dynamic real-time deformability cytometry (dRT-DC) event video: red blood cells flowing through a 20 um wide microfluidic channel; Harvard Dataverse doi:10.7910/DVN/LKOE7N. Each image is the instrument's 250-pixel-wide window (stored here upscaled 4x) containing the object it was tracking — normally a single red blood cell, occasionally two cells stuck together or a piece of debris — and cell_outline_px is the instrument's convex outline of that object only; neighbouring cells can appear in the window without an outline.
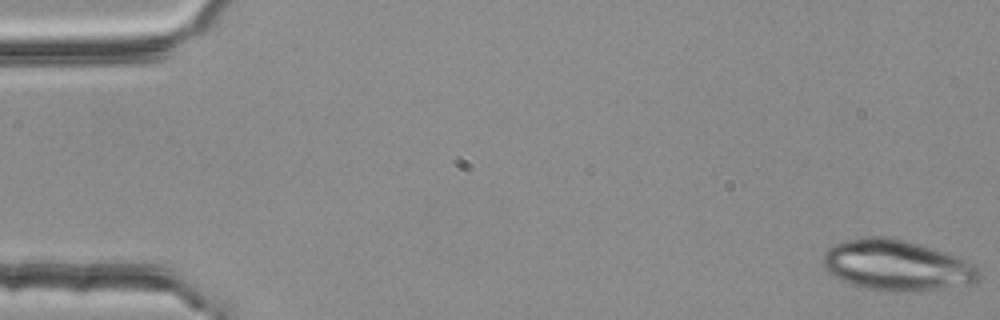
{"species": "common noctule bat (a hibernating species)", "species_latin": "Nyctalus noctula", "temperature_condition": "room temperature", "stored_images_in_passage": 19, "camera_frame_rate_fps": 3000, "um_per_image_px": 0.085, "animal": {"sex": "female", "body_mass_g": 25.1}, "frame": {"image": 1, "passage_image": 1, "time_ms": 0.0, "image_size_px": [1000, 320], "cell_outline_px": [[980, 276], [976, 284], [908, 292], [888, 292], [860, 288], [840, 280], [828, 272], [824, 268], [824, 252], [828, 248], [836, 244], [860, 236], [892, 236], [908, 240], [968, 260], [976, 264], [980, 272]], "centroid_in_image_um": [76.24, 22.56], "position_along_channel_um": 8.8, "area_um2": 46.82}}